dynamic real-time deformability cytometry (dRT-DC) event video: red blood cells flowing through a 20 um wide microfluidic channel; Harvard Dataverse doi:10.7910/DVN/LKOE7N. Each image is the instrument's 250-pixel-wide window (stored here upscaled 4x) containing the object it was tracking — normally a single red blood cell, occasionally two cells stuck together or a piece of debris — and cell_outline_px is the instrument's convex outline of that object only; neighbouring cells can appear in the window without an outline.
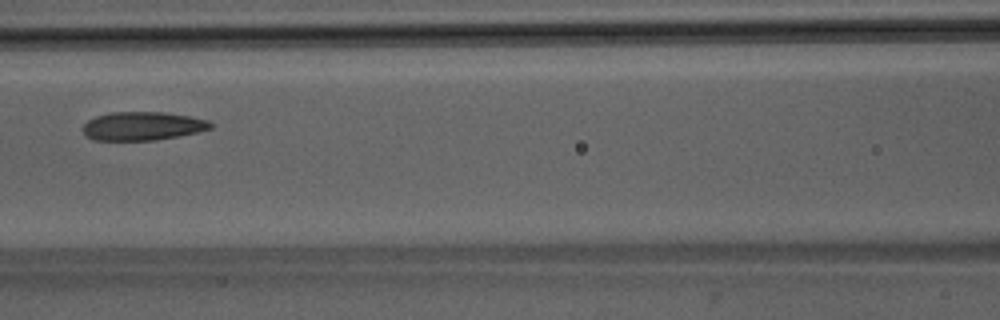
{"species": "Egyptian fruit bat (a non-hibernating species)", "species_latin": "Rousettus aegyptiacus", "temperature_condition": "room temperature", "stored_images_in_passage": 6, "camera_frame_rate_fps": 3000, "um_per_image_px": 0.085, "animal": {"sex": "male"}, "frame": {"image": 1, "passage_image": 5, "time_ms": 4.667, "image_size_px": [1000, 320], "cell_outline_px": [[212, 128], [196, 132], [176, 136], [152, 140], [92, 140], [84, 136], [80, 128], [88, 120], [96, 116], [112, 112], [164, 112], [188, 116], [208, 120], [212, 124]], "centroid_in_image_um": [12.04, 10.71], "position_along_channel_um": 154.6, "area_um2": 21.21}}